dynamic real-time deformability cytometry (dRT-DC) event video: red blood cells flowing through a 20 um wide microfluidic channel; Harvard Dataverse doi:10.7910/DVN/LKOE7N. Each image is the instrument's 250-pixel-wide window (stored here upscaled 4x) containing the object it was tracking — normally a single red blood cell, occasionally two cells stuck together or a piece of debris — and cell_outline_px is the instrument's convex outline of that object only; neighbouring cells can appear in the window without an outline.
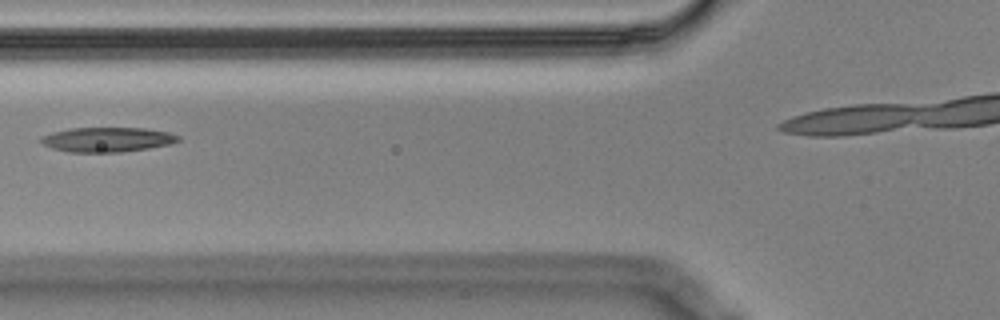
{"species": "Egyptian fruit bat (a non-hibernating species)", "species_latin": "Rousettus aegyptiacus", "temperature_condition": "cold", "stored_images_in_passage": 12, "camera_frame_rate_fps": 3000, "um_per_image_px": 0.085, "animal": {"sex": "male"}, "frame": {"image": 1, "passage_image": 4, "time_ms": 1.0, "image_size_px": [1000, 320], "cell_outline_px": [[180, 140], [168, 144], [148, 148], [120, 152], [68, 152], [52, 148], [44, 144], [40, 140], [40, 136], [52, 132], [72, 128], [144, 128], [168, 132], [180, 136]], "centroid_in_image_um": [9.09, 11.86], "position_along_channel_um": 116.7, "area_um2": 19.59}}
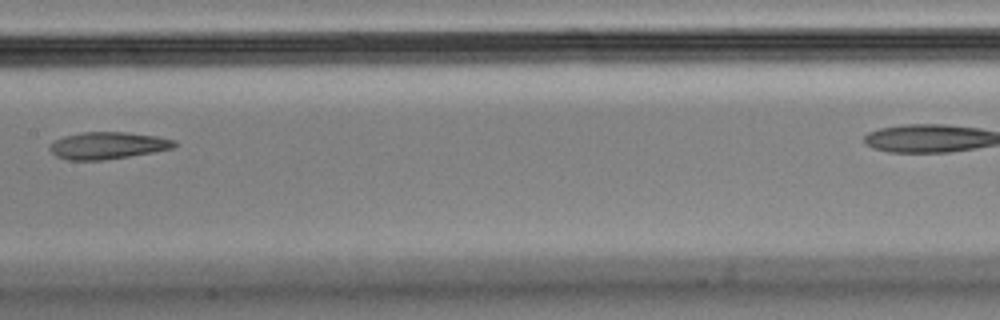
{"frame": {"image": 2, "passage_image": 6, "time_ms": 1.667, "image_size_px": [1000, 320], "cell_outline_px": [[176, 144], [172, 148], [152, 152], [104, 160], [68, 160], [56, 156], [48, 148], [48, 144], [64, 136], [84, 132], [124, 132], [156, 136], [176, 140]], "centroid_in_image_um": [9.12, 12.37], "position_along_channel_um": 198.3, "area_um2": 19.48}}
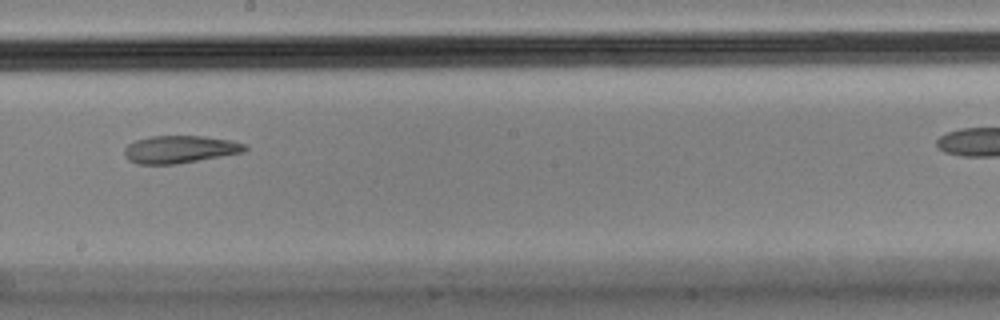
{"frame": {"image": 3, "passage_image": 7, "time_ms": 2.0, "image_size_px": [1000, 320], "cell_outline_px": [[248, 148], [244, 152], [176, 164], [136, 164], [128, 160], [124, 156], [124, 148], [128, 144], [136, 140], [148, 136], [204, 136], [232, 140], [248, 144]], "centroid_in_image_um": [15.29, 12.69], "position_along_channel_um": 232.9, "area_um2": 19.54}}